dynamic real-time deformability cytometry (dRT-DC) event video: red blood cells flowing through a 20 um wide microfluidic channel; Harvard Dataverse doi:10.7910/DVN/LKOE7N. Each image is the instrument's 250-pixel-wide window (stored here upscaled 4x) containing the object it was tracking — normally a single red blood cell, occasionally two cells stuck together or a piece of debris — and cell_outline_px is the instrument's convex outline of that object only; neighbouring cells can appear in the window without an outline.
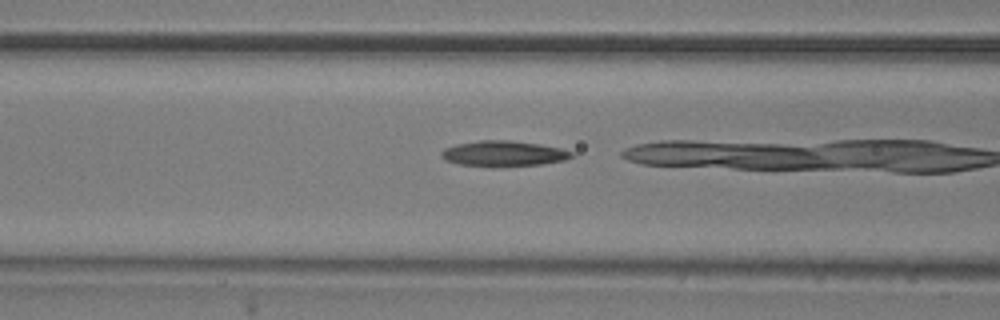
{"species": "common noctule bat (a hibernating species)", "species_latin": "Nyctalus noctula", "temperature_condition": "room temperature", "stored_images_in_passage": 12, "camera_frame_rate_fps": 3000, "um_per_image_px": 0.085, "animal": {"sex": "male", "body_mass_g": 20.5, "forearm_length_mm": 52.5}, "frame": {"image": 1, "passage_image": 4, "time_ms": 1.0, "image_size_px": [1000, 320], "cell_outline_px": [[576, 156], [564, 160], [544, 164], [500, 168], [492, 168], [460, 164], [444, 160], [440, 156], [440, 152], [444, 148], [456, 144], [480, 140], [508, 140], [540, 144], [564, 148], [572, 152]], "centroid_in_image_um": [42.81, 13.08], "position_along_channel_um": 123.8, "area_um2": 20.06}}
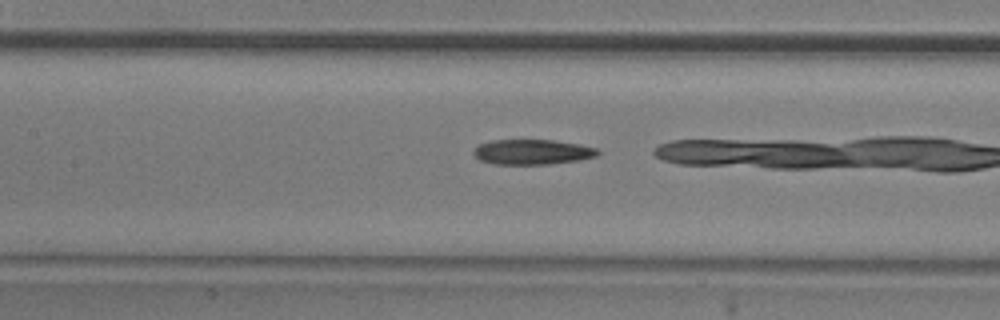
{"frame": {"image": 2, "passage_image": 7, "time_ms": 2.0, "image_size_px": [1000, 320], "cell_outline_px": [[600, 152], [596, 156], [580, 160], [548, 164], [492, 164], [480, 160], [472, 152], [480, 144], [492, 140], [552, 140], [580, 144], [596, 148]], "centroid_in_image_um": [45.26, 12.92], "position_along_channel_um": 162.1, "area_um2": 18.09}}
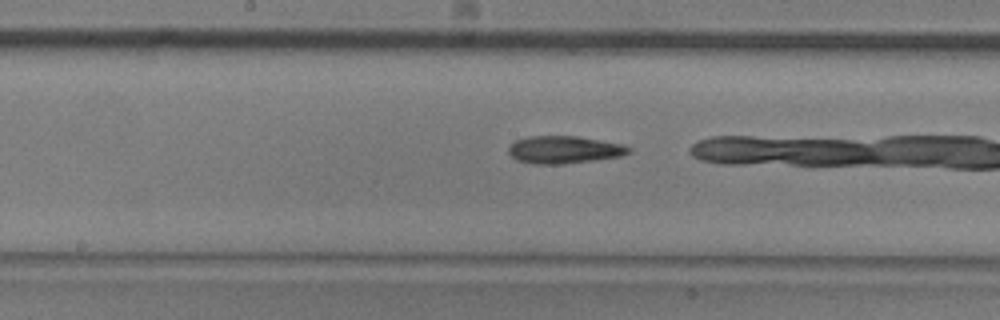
{"frame": {"image": 3, "passage_image": 10, "time_ms": 3.0, "image_size_px": [1000, 320], "cell_outline_px": [[632, 152], [624, 156], [564, 164], [532, 164], [516, 160], [508, 152], [508, 148], [516, 140], [528, 136], [576, 136], [624, 144], [632, 148]], "centroid_in_image_um": [47.99, 12.73], "position_along_channel_um": 200.2, "area_um2": 19.48}}